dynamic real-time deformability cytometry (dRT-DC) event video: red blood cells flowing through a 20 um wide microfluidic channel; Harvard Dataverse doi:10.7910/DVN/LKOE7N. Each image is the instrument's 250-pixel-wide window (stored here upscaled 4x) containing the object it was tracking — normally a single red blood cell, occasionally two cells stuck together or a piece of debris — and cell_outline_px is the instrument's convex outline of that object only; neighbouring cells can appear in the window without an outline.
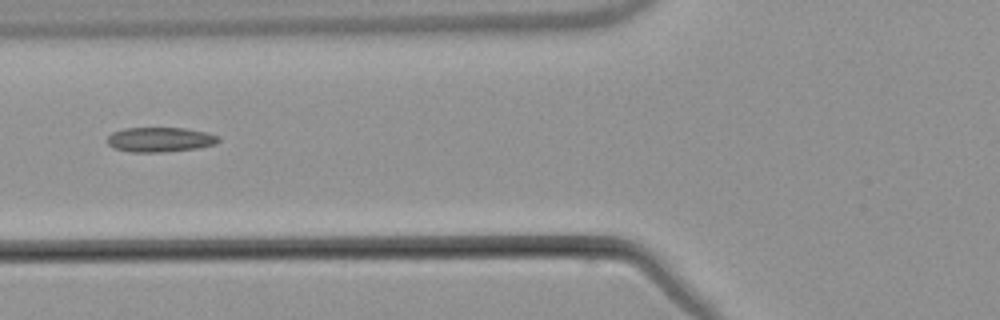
{"species": "common noctule bat (a hibernating species)", "species_latin": "Nyctalus noctula", "temperature_condition": "warm", "stored_images_in_passage": 5, "camera_frame_rate_fps": 3000, "um_per_image_px": 0.085, "animal": {"sex": "male", "body_mass_g": 21.5, "forearm_length_mm": 52.0}, "frame": {"image": 1, "passage_image": 5, "time_ms": 4.667, "image_size_px": [1000, 320], "cell_outline_px": [[220, 140], [216, 144], [196, 148], [160, 152], [132, 152], [112, 148], [108, 144], [108, 136], [112, 132], [124, 128], [184, 128], [208, 132], [220, 136]], "centroid_in_image_um": [13.61, 11.86], "position_along_channel_um": 112.2, "area_um2": 16.07}}